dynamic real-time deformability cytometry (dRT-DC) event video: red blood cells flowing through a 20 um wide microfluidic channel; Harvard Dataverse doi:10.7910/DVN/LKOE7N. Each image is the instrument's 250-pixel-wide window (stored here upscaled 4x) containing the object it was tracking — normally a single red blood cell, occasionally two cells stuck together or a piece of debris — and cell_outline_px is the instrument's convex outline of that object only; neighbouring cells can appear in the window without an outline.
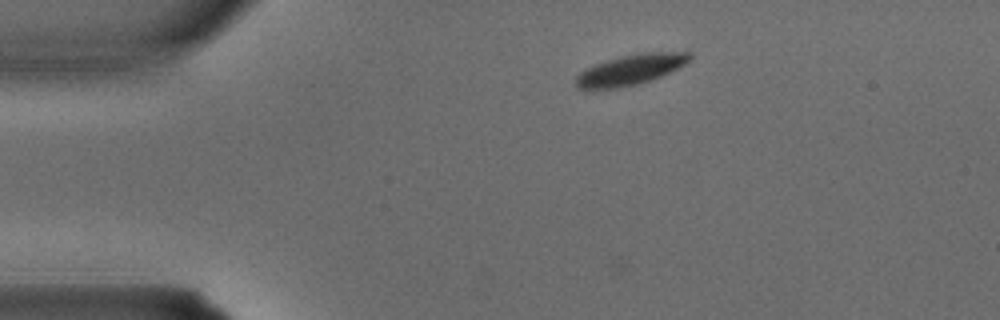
{"species": "common noctule bat (a hibernating species)", "species_latin": "Nyctalus noctula", "temperature_condition": "warm", "stored_images_in_passage": 1, "camera_frame_rate_fps": 3000, "um_per_image_px": 0.085, "animal": {"sex": "male", "body_mass_g": 15.6}, "frame": {"image": 1, "passage_image": 1, "time_ms": 0.0, "image_size_px": [1000, 320], "cell_outline_px": [[692, 60], [660, 76], [636, 84], [616, 88], [576, 88], [576, 76], [580, 72], [596, 64], [608, 60], [640, 52], [692, 52]], "centroid_in_image_um": [53.63, 5.91], "position_along_channel_um": 31.4, "area_um2": 19.59}}